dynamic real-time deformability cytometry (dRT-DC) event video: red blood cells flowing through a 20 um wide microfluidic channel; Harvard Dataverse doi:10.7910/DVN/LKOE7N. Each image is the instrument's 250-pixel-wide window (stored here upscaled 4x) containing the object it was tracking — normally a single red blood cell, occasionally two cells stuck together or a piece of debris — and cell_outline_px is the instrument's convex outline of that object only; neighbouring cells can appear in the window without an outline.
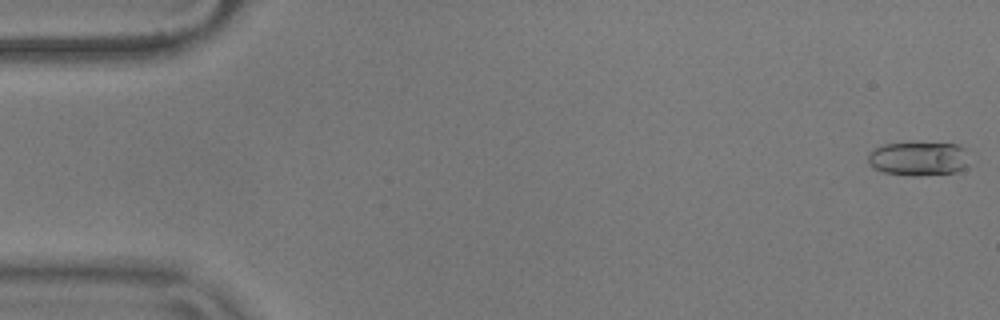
{"species": "common noctule bat (a hibernating species)", "species_latin": "Nyctalus noctula", "temperature_condition": "warm", "stored_images_in_passage": 6, "camera_frame_rate_fps": 3000, "um_per_image_px": 0.085, "animal": {"sex": "male", "body_mass_g": 17.9}, "frame": {"image": 1, "passage_image": 1, "time_ms": 0.0, "image_size_px": [1000, 320], "cell_outline_px": [[968, 168], [952, 172], [920, 176], [912, 176], [884, 172], [872, 168], [868, 164], [868, 156], [876, 148], [884, 144], [956, 144], [964, 148], [968, 164]], "centroid_in_image_um": [78.07, 13.52], "position_along_channel_um": 6.9, "area_um2": 19.71}}